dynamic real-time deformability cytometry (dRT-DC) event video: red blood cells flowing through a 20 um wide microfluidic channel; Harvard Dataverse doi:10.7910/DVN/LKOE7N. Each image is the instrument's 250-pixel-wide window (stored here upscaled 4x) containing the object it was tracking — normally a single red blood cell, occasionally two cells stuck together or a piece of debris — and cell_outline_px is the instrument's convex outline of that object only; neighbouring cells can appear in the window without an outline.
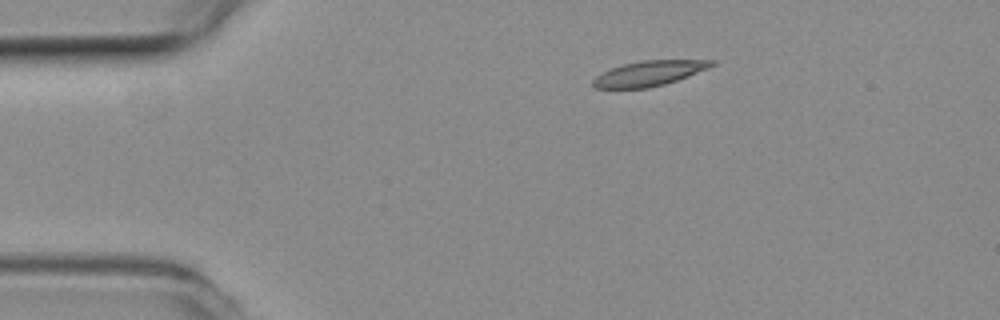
{"species": "common noctule bat (a hibernating species)", "species_latin": "Nyctalus noctula", "temperature_condition": "room temperature", "stored_images_in_passage": 9, "camera_frame_rate_fps": 3000, "um_per_image_px": 0.085, "animal": {"sex": "female", "body_mass_g": 19.3, "forearm_length_mm": 54.1}, "frame": {"image": 1, "passage_image": 2, "time_ms": 0.333, "image_size_px": [1000, 320], "cell_outline_px": [[716, 64], [708, 68], [688, 76], [664, 84], [648, 88], [596, 88], [592, 84], [592, 80], [596, 76], [612, 68], [624, 64], [640, 60], [716, 60]], "centroid_in_image_um": [55.18, 6.23], "position_along_channel_um": 29.8, "area_um2": 17.17}}
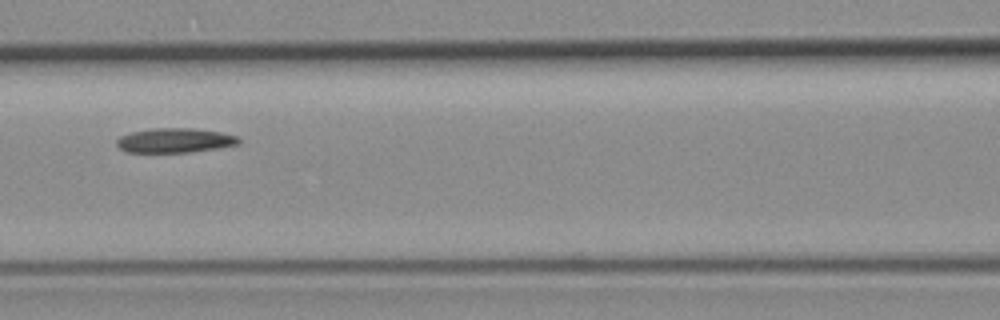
{"frame": {"image": 2, "passage_image": 6, "time_ms": 1.667, "image_size_px": [1000, 320], "cell_outline_px": [[240, 140], [236, 144], [216, 148], [188, 152], [124, 152], [116, 144], [116, 140], [120, 136], [132, 132], [152, 128], [192, 128], [220, 132], [236, 136]], "centroid_in_image_um": [14.8, 11.93], "position_along_channel_um": 151.8, "area_um2": 17.22}}
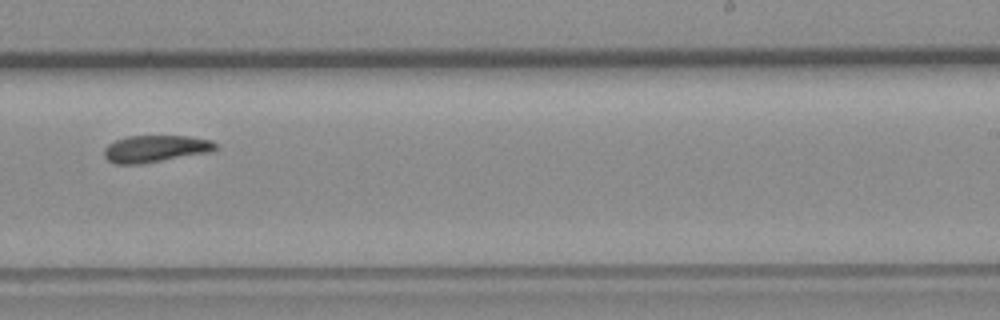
{"frame": {"image": 3, "passage_image": 9, "time_ms": 2.667, "image_size_px": [1000, 320], "cell_outline_px": [[216, 148], [212, 152], [140, 164], [116, 164], [108, 160], [104, 156], [104, 148], [108, 144], [116, 140], [128, 136], [188, 136], [212, 140], [216, 144]], "centroid_in_image_um": [13.21, 12.64], "position_along_channel_um": 275.8, "area_um2": 17.51}}